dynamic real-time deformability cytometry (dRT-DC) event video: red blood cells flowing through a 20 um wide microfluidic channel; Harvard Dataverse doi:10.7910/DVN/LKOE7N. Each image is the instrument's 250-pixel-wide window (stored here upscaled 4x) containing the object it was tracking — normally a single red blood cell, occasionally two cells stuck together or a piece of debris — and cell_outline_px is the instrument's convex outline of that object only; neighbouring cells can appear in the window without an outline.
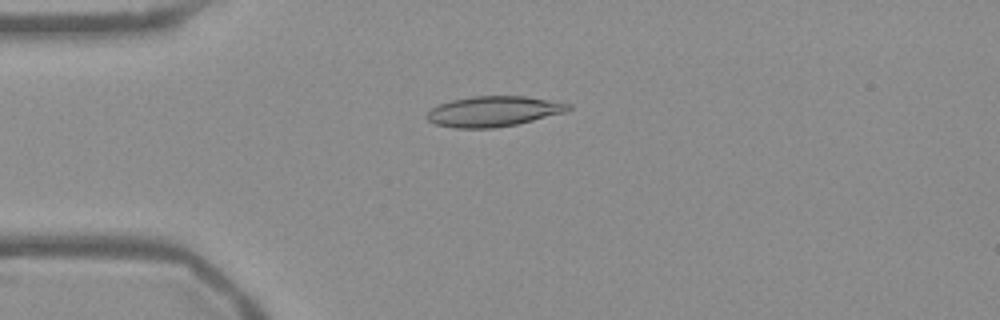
{"species": "Egyptian fruit bat (a non-hibernating species)", "species_latin": "Rousettus aegyptiacus", "temperature_condition": "warm", "stored_images_in_passage": 46, "camera_frame_rate_fps": 3000, "um_per_image_px": 0.085, "frame": {"image": 1, "passage_image": 6, "time_ms": 1.667, "image_size_px": [1000, 320], "cell_outline_px": [[572, 108], [564, 112], [516, 124], [492, 128], [452, 128], [436, 124], [428, 120], [424, 116], [432, 108], [440, 104], [452, 100], [472, 96], [524, 96], [572, 104]], "centroid_in_image_um": [41.91, 9.46], "position_along_channel_um": 43.1, "area_um2": 24.8}}
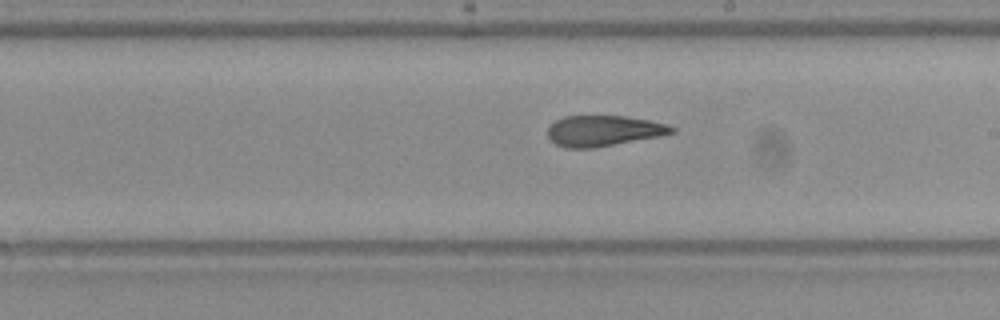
{"frame": {"image": 2, "passage_image": 23, "time_ms": 7.333, "image_size_px": [1000, 320], "cell_outline_px": [[676, 132], [660, 136], [592, 148], [564, 148], [548, 140], [548, 128], [556, 120], [564, 116], [624, 116], [648, 120], [668, 124], [676, 128]], "centroid_in_image_um": [51.29, 11.12], "position_along_channel_um": 237.7, "area_um2": 22.2}}
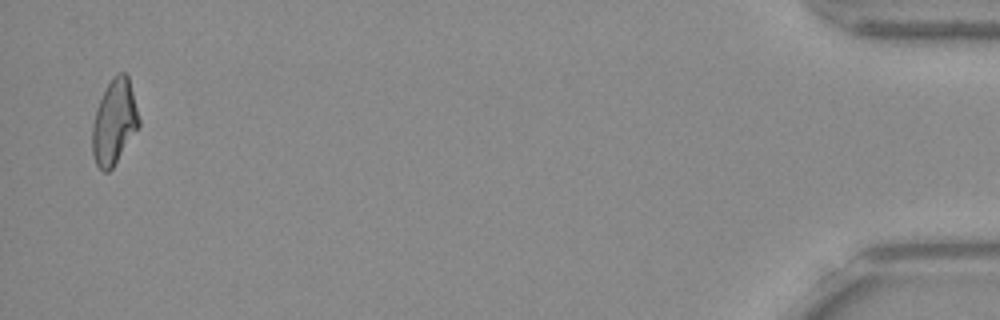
{"frame": {"image": 3, "passage_image": 45, "time_ms": 14.667, "image_size_px": [1000, 320], "cell_outline_px": [[140, 124], [112, 168], [108, 172], [104, 172], [96, 164], [92, 152], [92, 124], [96, 108], [112, 76], [116, 72], [124, 72], [128, 76], [140, 120]], "centroid_in_image_um": [9.7, 10.35], "position_along_channel_um": 425.5, "area_um2": 22.77}, "authors_computed_cell_mechanics": {"area_um2": 23.12, "velocity_mm_per_s": 3.7805, "shape_relaxation_time_tau1_ms": null, "shape_relaxation_time_tau2_ms": 4.1155, "deformation_change_tau1": null, "deformation_change_tau2": 0.126}}